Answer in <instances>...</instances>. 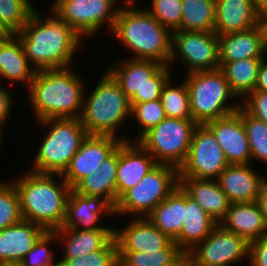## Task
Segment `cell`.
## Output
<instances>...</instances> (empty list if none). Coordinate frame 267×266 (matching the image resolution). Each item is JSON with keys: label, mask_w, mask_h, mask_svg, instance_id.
<instances>
[{"label": "cell", "mask_w": 267, "mask_h": 266, "mask_svg": "<svg viewBox=\"0 0 267 266\" xmlns=\"http://www.w3.org/2000/svg\"><path fill=\"white\" fill-rule=\"evenodd\" d=\"M49 12L44 16L37 8L16 34L35 71L73 67L76 51L83 45L82 37L52 10Z\"/></svg>", "instance_id": "cell-1"}, {"label": "cell", "mask_w": 267, "mask_h": 266, "mask_svg": "<svg viewBox=\"0 0 267 266\" xmlns=\"http://www.w3.org/2000/svg\"><path fill=\"white\" fill-rule=\"evenodd\" d=\"M80 77L71 66L35 71L27 98L36 120L80 118L86 88Z\"/></svg>", "instance_id": "cell-2"}, {"label": "cell", "mask_w": 267, "mask_h": 266, "mask_svg": "<svg viewBox=\"0 0 267 266\" xmlns=\"http://www.w3.org/2000/svg\"><path fill=\"white\" fill-rule=\"evenodd\" d=\"M12 182L19 193L23 220L31 221L46 231L62 228L72 188L61 174L27 170Z\"/></svg>", "instance_id": "cell-3"}, {"label": "cell", "mask_w": 267, "mask_h": 266, "mask_svg": "<svg viewBox=\"0 0 267 266\" xmlns=\"http://www.w3.org/2000/svg\"><path fill=\"white\" fill-rule=\"evenodd\" d=\"M110 32L120 41L132 59L153 60L168 65L171 57L172 32L138 3L123 4Z\"/></svg>", "instance_id": "cell-4"}, {"label": "cell", "mask_w": 267, "mask_h": 266, "mask_svg": "<svg viewBox=\"0 0 267 266\" xmlns=\"http://www.w3.org/2000/svg\"><path fill=\"white\" fill-rule=\"evenodd\" d=\"M101 74L92 91L89 94H86V90L84 92L80 121L89 135L113 136L122 141H133L128 135L119 136L118 133L121 124L128 117L131 119L129 99L106 70Z\"/></svg>", "instance_id": "cell-5"}, {"label": "cell", "mask_w": 267, "mask_h": 266, "mask_svg": "<svg viewBox=\"0 0 267 266\" xmlns=\"http://www.w3.org/2000/svg\"><path fill=\"white\" fill-rule=\"evenodd\" d=\"M38 122L48 131L33 156L34 163L29 170L62 174L89 134L80 118H49Z\"/></svg>", "instance_id": "cell-6"}, {"label": "cell", "mask_w": 267, "mask_h": 266, "mask_svg": "<svg viewBox=\"0 0 267 266\" xmlns=\"http://www.w3.org/2000/svg\"><path fill=\"white\" fill-rule=\"evenodd\" d=\"M184 79L189 91L190 113L197 125H205L239 110L241 102L237 103L239 99L230 90L220 69L188 73ZM231 100L236 103L232 104Z\"/></svg>", "instance_id": "cell-7"}, {"label": "cell", "mask_w": 267, "mask_h": 266, "mask_svg": "<svg viewBox=\"0 0 267 266\" xmlns=\"http://www.w3.org/2000/svg\"><path fill=\"white\" fill-rule=\"evenodd\" d=\"M178 185V169L171 165L157 164L118 200L115 216L146 218Z\"/></svg>", "instance_id": "cell-8"}, {"label": "cell", "mask_w": 267, "mask_h": 266, "mask_svg": "<svg viewBox=\"0 0 267 266\" xmlns=\"http://www.w3.org/2000/svg\"><path fill=\"white\" fill-rule=\"evenodd\" d=\"M197 124L192 119L166 117L145 132L137 142L157 164L179 168L184 164Z\"/></svg>", "instance_id": "cell-9"}, {"label": "cell", "mask_w": 267, "mask_h": 266, "mask_svg": "<svg viewBox=\"0 0 267 266\" xmlns=\"http://www.w3.org/2000/svg\"><path fill=\"white\" fill-rule=\"evenodd\" d=\"M119 2V0H54L49 9L80 37L91 38L105 26L108 28L107 31L111 32L120 8Z\"/></svg>", "instance_id": "cell-10"}, {"label": "cell", "mask_w": 267, "mask_h": 266, "mask_svg": "<svg viewBox=\"0 0 267 266\" xmlns=\"http://www.w3.org/2000/svg\"><path fill=\"white\" fill-rule=\"evenodd\" d=\"M176 62L181 63L187 74L219 69L218 35L215 32L173 31L168 66L176 64Z\"/></svg>", "instance_id": "cell-11"}, {"label": "cell", "mask_w": 267, "mask_h": 266, "mask_svg": "<svg viewBox=\"0 0 267 266\" xmlns=\"http://www.w3.org/2000/svg\"><path fill=\"white\" fill-rule=\"evenodd\" d=\"M228 165L213 132L206 125H197L187 158L178 170L179 177L217 180Z\"/></svg>", "instance_id": "cell-12"}, {"label": "cell", "mask_w": 267, "mask_h": 266, "mask_svg": "<svg viewBox=\"0 0 267 266\" xmlns=\"http://www.w3.org/2000/svg\"><path fill=\"white\" fill-rule=\"evenodd\" d=\"M249 242L217 224L213 231L187 254L198 266H233L248 259Z\"/></svg>", "instance_id": "cell-13"}, {"label": "cell", "mask_w": 267, "mask_h": 266, "mask_svg": "<svg viewBox=\"0 0 267 266\" xmlns=\"http://www.w3.org/2000/svg\"><path fill=\"white\" fill-rule=\"evenodd\" d=\"M121 142V139L113 136L88 135L61 176L73 189L90 173L100 172V163L109 157Z\"/></svg>", "instance_id": "cell-14"}, {"label": "cell", "mask_w": 267, "mask_h": 266, "mask_svg": "<svg viewBox=\"0 0 267 266\" xmlns=\"http://www.w3.org/2000/svg\"><path fill=\"white\" fill-rule=\"evenodd\" d=\"M102 216H115V207L107 199L100 196L79 194L72 189L67 199L66 218L62 228L114 229V226L101 225ZM98 221L100 225H97Z\"/></svg>", "instance_id": "cell-15"}, {"label": "cell", "mask_w": 267, "mask_h": 266, "mask_svg": "<svg viewBox=\"0 0 267 266\" xmlns=\"http://www.w3.org/2000/svg\"><path fill=\"white\" fill-rule=\"evenodd\" d=\"M205 125L213 132L229 164L253 163L242 119V106L237 112Z\"/></svg>", "instance_id": "cell-16"}, {"label": "cell", "mask_w": 267, "mask_h": 266, "mask_svg": "<svg viewBox=\"0 0 267 266\" xmlns=\"http://www.w3.org/2000/svg\"><path fill=\"white\" fill-rule=\"evenodd\" d=\"M156 165L154 157L137 141H122L116 172V205Z\"/></svg>", "instance_id": "cell-17"}, {"label": "cell", "mask_w": 267, "mask_h": 266, "mask_svg": "<svg viewBox=\"0 0 267 266\" xmlns=\"http://www.w3.org/2000/svg\"><path fill=\"white\" fill-rule=\"evenodd\" d=\"M117 252H157L171 241L166 234L155 227L147 218H130L126 226L114 228Z\"/></svg>", "instance_id": "cell-18"}, {"label": "cell", "mask_w": 267, "mask_h": 266, "mask_svg": "<svg viewBox=\"0 0 267 266\" xmlns=\"http://www.w3.org/2000/svg\"><path fill=\"white\" fill-rule=\"evenodd\" d=\"M266 180L251 164H229L217 179L230 204L256 201Z\"/></svg>", "instance_id": "cell-19"}, {"label": "cell", "mask_w": 267, "mask_h": 266, "mask_svg": "<svg viewBox=\"0 0 267 266\" xmlns=\"http://www.w3.org/2000/svg\"><path fill=\"white\" fill-rule=\"evenodd\" d=\"M34 73L19 37L16 34L0 35V82L7 81L5 85L11 84V87L14 82L15 85L23 83L28 90Z\"/></svg>", "instance_id": "cell-20"}, {"label": "cell", "mask_w": 267, "mask_h": 266, "mask_svg": "<svg viewBox=\"0 0 267 266\" xmlns=\"http://www.w3.org/2000/svg\"><path fill=\"white\" fill-rule=\"evenodd\" d=\"M45 232L44 228L27 220L0 230V263L19 264Z\"/></svg>", "instance_id": "cell-21"}, {"label": "cell", "mask_w": 267, "mask_h": 266, "mask_svg": "<svg viewBox=\"0 0 267 266\" xmlns=\"http://www.w3.org/2000/svg\"><path fill=\"white\" fill-rule=\"evenodd\" d=\"M218 42L220 62L267 57L260 24L246 31L218 35Z\"/></svg>", "instance_id": "cell-22"}, {"label": "cell", "mask_w": 267, "mask_h": 266, "mask_svg": "<svg viewBox=\"0 0 267 266\" xmlns=\"http://www.w3.org/2000/svg\"><path fill=\"white\" fill-rule=\"evenodd\" d=\"M217 35L242 32L259 25L260 14L251 0H215Z\"/></svg>", "instance_id": "cell-23"}, {"label": "cell", "mask_w": 267, "mask_h": 266, "mask_svg": "<svg viewBox=\"0 0 267 266\" xmlns=\"http://www.w3.org/2000/svg\"><path fill=\"white\" fill-rule=\"evenodd\" d=\"M219 225L248 242L267 236V225L256 201L230 204Z\"/></svg>", "instance_id": "cell-24"}, {"label": "cell", "mask_w": 267, "mask_h": 266, "mask_svg": "<svg viewBox=\"0 0 267 266\" xmlns=\"http://www.w3.org/2000/svg\"><path fill=\"white\" fill-rule=\"evenodd\" d=\"M179 185L219 224L230 202L217 180L179 177Z\"/></svg>", "instance_id": "cell-25"}, {"label": "cell", "mask_w": 267, "mask_h": 266, "mask_svg": "<svg viewBox=\"0 0 267 266\" xmlns=\"http://www.w3.org/2000/svg\"><path fill=\"white\" fill-rule=\"evenodd\" d=\"M123 60V61H122ZM111 61L106 71L118 83L126 97L130 100L136 92H140L148 82V78L162 65L153 60L132 59Z\"/></svg>", "instance_id": "cell-26"}, {"label": "cell", "mask_w": 267, "mask_h": 266, "mask_svg": "<svg viewBox=\"0 0 267 266\" xmlns=\"http://www.w3.org/2000/svg\"><path fill=\"white\" fill-rule=\"evenodd\" d=\"M218 223L185 192V220L181 234L174 240L187 254L201 243Z\"/></svg>", "instance_id": "cell-27"}, {"label": "cell", "mask_w": 267, "mask_h": 266, "mask_svg": "<svg viewBox=\"0 0 267 266\" xmlns=\"http://www.w3.org/2000/svg\"><path fill=\"white\" fill-rule=\"evenodd\" d=\"M59 244L63 245L64 254L59 259H70L88 255L90 252L101 249L113 236L114 229L79 230L57 229Z\"/></svg>", "instance_id": "cell-28"}, {"label": "cell", "mask_w": 267, "mask_h": 266, "mask_svg": "<svg viewBox=\"0 0 267 266\" xmlns=\"http://www.w3.org/2000/svg\"><path fill=\"white\" fill-rule=\"evenodd\" d=\"M155 227L175 240L182 232L185 220V191L178 185L175 190L146 217Z\"/></svg>", "instance_id": "cell-29"}, {"label": "cell", "mask_w": 267, "mask_h": 266, "mask_svg": "<svg viewBox=\"0 0 267 266\" xmlns=\"http://www.w3.org/2000/svg\"><path fill=\"white\" fill-rule=\"evenodd\" d=\"M118 159L119 146L109 157L100 163V172L90 173L73 190L79 194L103 197L115 207Z\"/></svg>", "instance_id": "cell-30"}, {"label": "cell", "mask_w": 267, "mask_h": 266, "mask_svg": "<svg viewBox=\"0 0 267 266\" xmlns=\"http://www.w3.org/2000/svg\"><path fill=\"white\" fill-rule=\"evenodd\" d=\"M264 58L240 59L233 62H220L230 90L241 102L250 92H253L257 82L259 66Z\"/></svg>", "instance_id": "cell-31"}, {"label": "cell", "mask_w": 267, "mask_h": 266, "mask_svg": "<svg viewBox=\"0 0 267 266\" xmlns=\"http://www.w3.org/2000/svg\"><path fill=\"white\" fill-rule=\"evenodd\" d=\"M215 0H182L181 30L214 32Z\"/></svg>", "instance_id": "cell-32"}, {"label": "cell", "mask_w": 267, "mask_h": 266, "mask_svg": "<svg viewBox=\"0 0 267 266\" xmlns=\"http://www.w3.org/2000/svg\"><path fill=\"white\" fill-rule=\"evenodd\" d=\"M185 253L172 240L157 252H118L119 266H172Z\"/></svg>", "instance_id": "cell-33"}, {"label": "cell", "mask_w": 267, "mask_h": 266, "mask_svg": "<svg viewBox=\"0 0 267 266\" xmlns=\"http://www.w3.org/2000/svg\"><path fill=\"white\" fill-rule=\"evenodd\" d=\"M35 10L31 0H0V35L17 34Z\"/></svg>", "instance_id": "cell-34"}, {"label": "cell", "mask_w": 267, "mask_h": 266, "mask_svg": "<svg viewBox=\"0 0 267 266\" xmlns=\"http://www.w3.org/2000/svg\"><path fill=\"white\" fill-rule=\"evenodd\" d=\"M174 86L171 76L162 88L161 101L166 117L177 119H192L190 113V98L184 79Z\"/></svg>", "instance_id": "cell-35"}, {"label": "cell", "mask_w": 267, "mask_h": 266, "mask_svg": "<svg viewBox=\"0 0 267 266\" xmlns=\"http://www.w3.org/2000/svg\"><path fill=\"white\" fill-rule=\"evenodd\" d=\"M242 119L249 140L252 161L256 159L267 164V124L250 115L243 107Z\"/></svg>", "instance_id": "cell-36"}, {"label": "cell", "mask_w": 267, "mask_h": 266, "mask_svg": "<svg viewBox=\"0 0 267 266\" xmlns=\"http://www.w3.org/2000/svg\"><path fill=\"white\" fill-rule=\"evenodd\" d=\"M23 220L20 197L12 181L0 180V230Z\"/></svg>", "instance_id": "cell-37"}, {"label": "cell", "mask_w": 267, "mask_h": 266, "mask_svg": "<svg viewBox=\"0 0 267 266\" xmlns=\"http://www.w3.org/2000/svg\"><path fill=\"white\" fill-rule=\"evenodd\" d=\"M57 260L59 266H119L117 242L113 236L101 249L88 255Z\"/></svg>", "instance_id": "cell-38"}, {"label": "cell", "mask_w": 267, "mask_h": 266, "mask_svg": "<svg viewBox=\"0 0 267 266\" xmlns=\"http://www.w3.org/2000/svg\"><path fill=\"white\" fill-rule=\"evenodd\" d=\"M132 118L138 123L137 127L140 128L137 131V137L133 140L137 141L145 132L157 126L166 118L161 99L134 104L131 107V119Z\"/></svg>", "instance_id": "cell-39"}, {"label": "cell", "mask_w": 267, "mask_h": 266, "mask_svg": "<svg viewBox=\"0 0 267 266\" xmlns=\"http://www.w3.org/2000/svg\"><path fill=\"white\" fill-rule=\"evenodd\" d=\"M58 244L56 233L46 231L35 243L33 249L25 255L20 266H59V261H55V253L51 249V244Z\"/></svg>", "instance_id": "cell-40"}, {"label": "cell", "mask_w": 267, "mask_h": 266, "mask_svg": "<svg viewBox=\"0 0 267 266\" xmlns=\"http://www.w3.org/2000/svg\"><path fill=\"white\" fill-rule=\"evenodd\" d=\"M145 8L156 20L171 32L181 30L182 0H151Z\"/></svg>", "instance_id": "cell-41"}, {"label": "cell", "mask_w": 267, "mask_h": 266, "mask_svg": "<svg viewBox=\"0 0 267 266\" xmlns=\"http://www.w3.org/2000/svg\"><path fill=\"white\" fill-rule=\"evenodd\" d=\"M168 65H161L149 78L148 82L143 86L140 92L129 100L130 107L134 104L145 103L160 99L162 88L167 80L172 76Z\"/></svg>", "instance_id": "cell-42"}, {"label": "cell", "mask_w": 267, "mask_h": 266, "mask_svg": "<svg viewBox=\"0 0 267 266\" xmlns=\"http://www.w3.org/2000/svg\"><path fill=\"white\" fill-rule=\"evenodd\" d=\"M241 106L252 116L267 124V92L254 90L241 101Z\"/></svg>", "instance_id": "cell-43"}, {"label": "cell", "mask_w": 267, "mask_h": 266, "mask_svg": "<svg viewBox=\"0 0 267 266\" xmlns=\"http://www.w3.org/2000/svg\"><path fill=\"white\" fill-rule=\"evenodd\" d=\"M248 263L250 266H267V236L249 242Z\"/></svg>", "instance_id": "cell-44"}, {"label": "cell", "mask_w": 267, "mask_h": 266, "mask_svg": "<svg viewBox=\"0 0 267 266\" xmlns=\"http://www.w3.org/2000/svg\"><path fill=\"white\" fill-rule=\"evenodd\" d=\"M9 88L0 84V126L4 127L7 120L10 119V114L12 113V107H14L15 100L13 99V93H10Z\"/></svg>", "instance_id": "cell-45"}, {"label": "cell", "mask_w": 267, "mask_h": 266, "mask_svg": "<svg viewBox=\"0 0 267 266\" xmlns=\"http://www.w3.org/2000/svg\"><path fill=\"white\" fill-rule=\"evenodd\" d=\"M267 58H264L259 66L257 82L254 90H261L267 92Z\"/></svg>", "instance_id": "cell-46"}, {"label": "cell", "mask_w": 267, "mask_h": 266, "mask_svg": "<svg viewBox=\"0 0 267 266\" xmlns=\"http://www.w3.org/2000/svg\"><path fill=\"white\" fill-rule=\"evenodd\" d=\"M256 203L261 209V212L265 219V223L267 225V180L262 184L260 188Z\"/></svg>", "instance_id": "cell-47"}, {"label": "cell", "mask_w": 267, "mask_h": 266, "mask_svg": "<svg viewBox=\"0 0 267 266\" xmlns=\"http://www.w3.org/2000/svg\"><path fill=\"white\" fill-rule=\"evenodd\" d=\"M251 2L260 15L267 12V0H251Z\"/></svg>", "instance_id": "cell-48"}, {"label": "cell", "mask_w": 267, "mask_h": 266, "mask_svg": "<svg viewBox=\"0 0 267 266\" xmlns=\"http://www.w3.org/2000/svg\"><path fill=\"white\" fill-rule=\"evenodd\" d=\"M259 24H260L262 31H263L264 45H265V50L267 53V12L260 15Z\"/></svg>", "instance_id": "cell-49"}, {"label": "cell", "mask_w": 267, "mask_h": 266, "mask_svg": "<svg viewBox=\"0 0 267 266\" xmlns=\"http://www.w3.org/2000/svg\"><path fill=\"white\" fill-rule=\"evenodd\" d=\"M185 266H198V265L189 259L188 254H185Z\"/></svg>", "instance_id": "cell-50"}, {"label": "cell", "mask_w": 267, "mask_h": 266, "mask_svg": "<svg viewBox=\"0 0 267 266\" xmlns=\"http://www.w3.org/2000/svg\"><path fill=\"white\" fill-rule=\"evenodd\" d=\"M172 266H185V254Z\"/></svg>", "instance_id": "cell-51"}, {"label": "cell", "mask_w": 267, "mask_h": 266, "mask_svg": "<svg viewBox=\"0 0 267 266\" xmlns=\"http://www.w3.org/2000/svg\"><path fill=\"white\" fill-rule=\"evenodd\" d=\"M3 129L4 128L2 126H0V149L2 148L1 146H3V144H2L3 143L2 141L4 139L3 138V131H4Z\"/></svg>", "instance_id": "cell-52"}, {"label": "cell", "mask_w": 267, "mask_h": 266, "mask_svg": "<svg viewBox=\"0 0 267 266\" xmlns=\"http://www.w3.org/2000/svg\"><path fill=\"white\" fill-rule=\"evenodd\" d=\"M120 2H121V0H119ZM137 0H122V2L121 3H123V4H132V3H135V4H137Z\"/></svg>", "instance_id": "cell-53"}, {"label": "cell", "mask_w": 267, "mask_h": 266, "mask_svg": "<svg viewBox=\"0 0 267 266\" xmlns=\"http://www.w3.org/2000/svg\"><path fill=\"white\" fill-rule=\"evenodd\" d=\"M0 266H20L17 263H0Z\"/></svg>", "instance_id": "cell-54"}]
</instances>
